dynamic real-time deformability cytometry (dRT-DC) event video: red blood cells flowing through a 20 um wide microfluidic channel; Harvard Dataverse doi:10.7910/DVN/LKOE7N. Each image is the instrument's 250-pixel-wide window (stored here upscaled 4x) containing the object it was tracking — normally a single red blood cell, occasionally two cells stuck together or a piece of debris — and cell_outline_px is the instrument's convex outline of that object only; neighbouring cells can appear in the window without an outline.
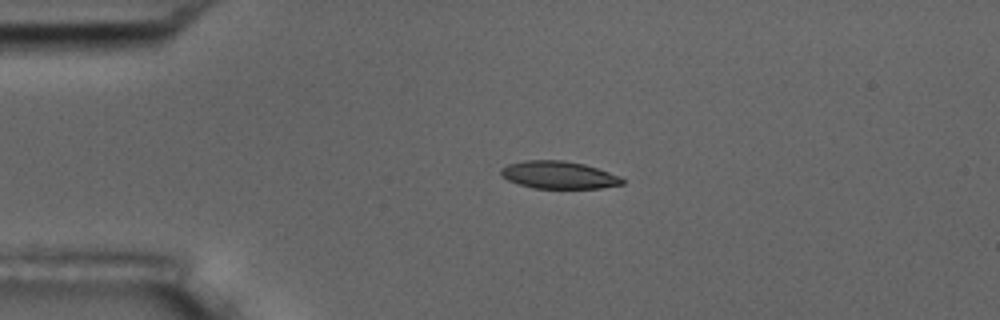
{"species": "common noctule bat (a hibernating species)", "species_latin": "Nyctalus noctula", "temperature_condition": "room temperature", "stored_images_in_passage": 2, "camera_frame_rate_fps": 3000, "um_per_image_px": 0.085, "animal": {"sex": "male", "body_mass_g": 17.5, "forearm_length_mm": 52.3}, "frame": {"image": 1, "passage_image": 1, "time_ms": 0.0, "image_size_px": [1000, 320], "cell_outline_px": [[624, 184], [600, 188], [532, 188], [508, 180], [500, 176], [500, 168], [508, 164], [524, 160], [564, 160], [584, 164], [620, 176], [624, 180]], "centroid_in_image_um": [47.46, 14.87], "position_along_channel_um": 37.5, "area_um2": 19.48}}